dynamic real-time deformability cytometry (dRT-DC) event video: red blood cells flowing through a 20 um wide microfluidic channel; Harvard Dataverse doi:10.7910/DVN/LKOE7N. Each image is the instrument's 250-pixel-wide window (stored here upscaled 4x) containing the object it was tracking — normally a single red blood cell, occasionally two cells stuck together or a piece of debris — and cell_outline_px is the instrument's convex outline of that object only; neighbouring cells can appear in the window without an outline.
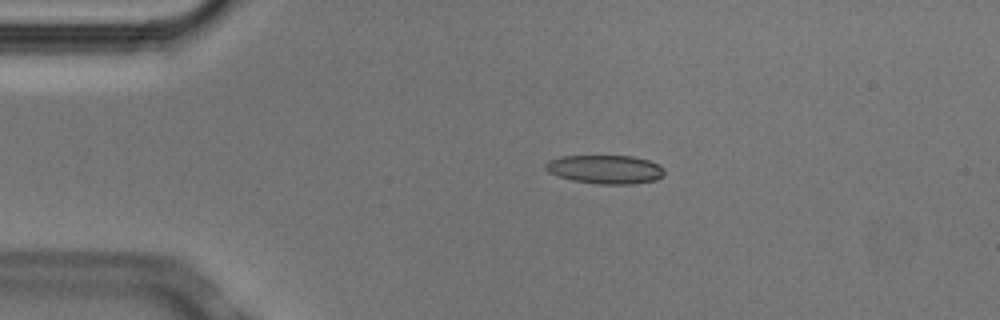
{"species": "Egyptian fruit bat (a non-hibernating species)", "species_latin": "Rousettus aegyptiacus", "temperature_condition": "cold", "stored_images_in_passage": 4, "camera_frame_rate_fps": 3000, "um_per_image_px": 0.085, "animal": {"sex": "male"}, "frame": {"image": 1, "passage_image": 3, "time_ms": 0.667, "image_size_px": [1000, 320], "cell_outline_px": [[664, 176], [656, 180], [632, 184], [600, 184], [572, 180], [548, 172], [544, 168], [544, 164], [548, 160], [560, 156], [632, 156], [648, 160], [660, 164], [664, 168]], "centroid_in_image_um": [51.46, 14.39], "position_along_channel_um": 33.5, "area_um2": 20.0}}